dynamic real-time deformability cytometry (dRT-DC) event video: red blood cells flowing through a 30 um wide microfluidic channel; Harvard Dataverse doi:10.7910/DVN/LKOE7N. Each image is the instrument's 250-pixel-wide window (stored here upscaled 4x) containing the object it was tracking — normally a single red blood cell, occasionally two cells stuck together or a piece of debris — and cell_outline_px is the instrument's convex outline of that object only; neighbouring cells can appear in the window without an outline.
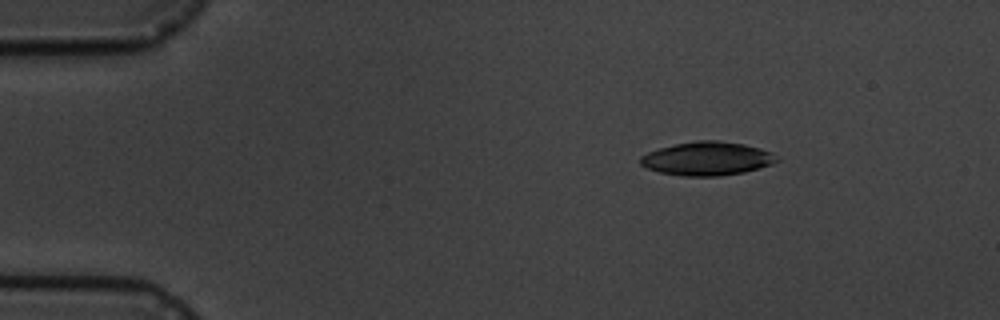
{"species": "common noctule bat (a hibernating species)", "species_latin": "Nyctalus noctula", "temperature_condition": "cold", "stored_images_in_passage": 9, "camera_frame_rate_fps": 3000, "um_per_image_px": 0.085, "animal": {"sex": "male", "body_mass_g": 19.5, "forearm_length_mm": 54.6}, "frame": {"image": 1, "passage_image": 3, "time_ms": 2.333, "image_size_px": [1000, 320], "cell_outline_px": [[780, 160], [772, 164], [760, 168], [744, 172], [720, 176], [680, 176], [660, 172], [648, 168], [640, 164], [640, 156], [648, 152], [660, 148], [676, 144], [696, 140], [720, 140], [744, 144], [760, 148], [772, 152]], "centroid_in_image_um": [60.13, 13.48], "position_along_channel_um": 24.9, "area_um2": 26.82}}